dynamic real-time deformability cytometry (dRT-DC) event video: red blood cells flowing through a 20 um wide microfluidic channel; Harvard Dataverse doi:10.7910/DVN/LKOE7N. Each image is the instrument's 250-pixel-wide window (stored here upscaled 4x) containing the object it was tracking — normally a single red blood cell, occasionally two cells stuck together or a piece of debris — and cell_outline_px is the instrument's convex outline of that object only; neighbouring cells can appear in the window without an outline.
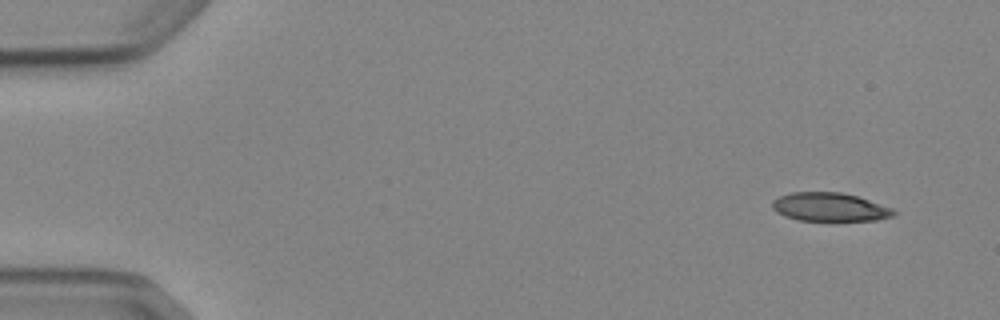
{"species": "Egyptian fruit bat (a non-hibernating species)", "species_latin": "Rousettus aegyptiacus", "temperature_condition": "cold", "stored_images_in_passage": 5, "camera_frame_rate_fps": 3000, "um_per_image_px": 0.085, "animal": {"sex": "female"}, "frame": {"image": 1, "passage_image": 1, "time_ms": 0.0, "image_size_px": [1000, 320], "cell_outline_px": [[896, 216], [876, 220], [800, 220], [784, 216], [776, 212], [772, 208], [772, 200], [780, 196], [792, 192], [840, 192], [856, 196], [892, 208], [896, 212]], "centroid_in_image_um": [70.51, 17.6], "position_along_channel_um": 14.5, "area_um2": 20.06}}
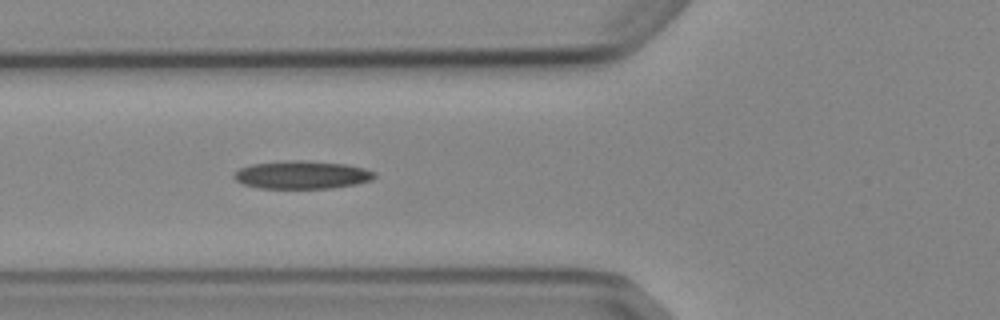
{"frame": {"image": 2, "passage_image": 5, "time_ms": 5.333, "image_size_px": [1000, 320], "cell_outline_px": [[376, 176], [372, 180], [356, 184], [332, 188], [260, 188], [244, 184], [236, 180], [232, 176], [240, 168], [252, 164], [288, 160], [308, 160], [348, 164], [364, 168], [376, 172]], "centroid_in_image_um": [25.71, 14.85], "position_along_channel_um": 100.1, "area_um2": 23.06}}